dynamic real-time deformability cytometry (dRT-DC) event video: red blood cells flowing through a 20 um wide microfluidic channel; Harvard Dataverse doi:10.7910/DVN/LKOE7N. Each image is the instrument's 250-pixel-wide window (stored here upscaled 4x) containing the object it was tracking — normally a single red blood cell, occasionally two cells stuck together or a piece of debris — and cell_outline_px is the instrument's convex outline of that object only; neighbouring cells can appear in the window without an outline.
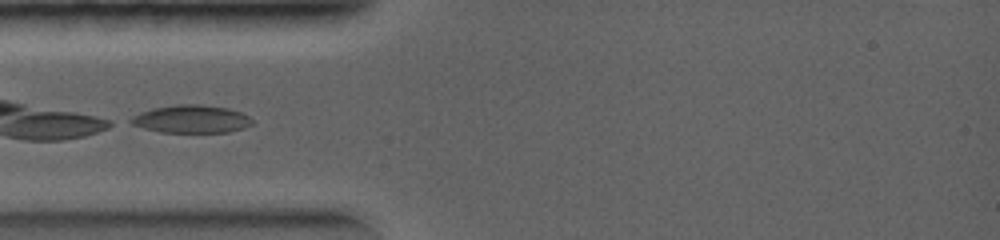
{"species": "common noctule bat (a hibernating species)", "species_latin": "Nyctalus noctula", "temperature_condition": "warm", "stored_images_in_passage": 7, "camera_frame_rate_fps": 5000, "um_per_image_px": 0.085, "animal": {"sex": "female", "body_mass_g": 19.0, "forearm_length_mm": 56.7}, "frame": {"image": 1, "passage_image": 1, "time_ms": 0.0, "image_size_px": [1000, 240], "cell_outline_px": [[252, 124], [244, 128], [228, 132], [160, 132], [144, 128], [132, 124], [124, 120], [140, 112], [152, 108], [176, 104], [200, 104], [228, 108], [240, 112], [248, 116], [252, 120]], "centroid_in_image_um": [16.21, 10.11], "position_along_channel_um": 68.8, "area_um2": 19.83}}